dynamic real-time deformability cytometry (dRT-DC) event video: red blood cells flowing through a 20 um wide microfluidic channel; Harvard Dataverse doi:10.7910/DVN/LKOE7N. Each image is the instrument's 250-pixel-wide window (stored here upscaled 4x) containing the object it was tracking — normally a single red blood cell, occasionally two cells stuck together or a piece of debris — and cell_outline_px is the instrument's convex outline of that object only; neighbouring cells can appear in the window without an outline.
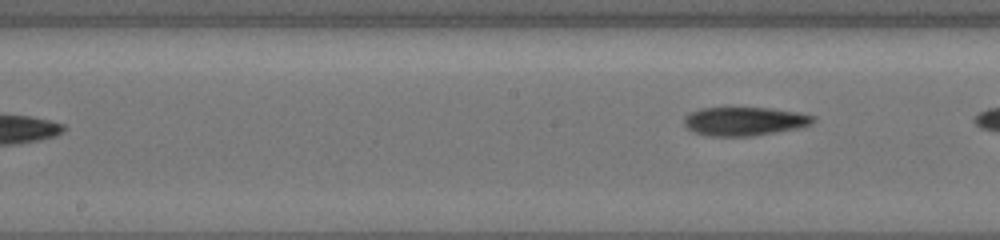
{"species": "common noctule bat (a hibernating species)", "species_latin": "Nyctalus noctula", "temperature_condition": "cold", "stored_images_in_passage": 10, "segment_of_instrument_passage": [2, 2], "camera_frame_rate_fps": 3000, "um_per_image_px": 0.085, "animal": {"sex": "female", "body_mass_g": 19.5, "forearm_length_mm": 54.1}, "frame": {"image": 1, "passage_image": 10, "time_ms": 7.333, "image_size_px": [1000, 240], "cell_outline_px": [[816, 120], [812, 124], [796, 128], [752, 136], [708, 136], [692, 132], [684, 124], [684, 116], [700, 108], [768, 108], [796, 112], [816, 116]], "centroid_in_image_um": [63.26, 10.31], "position_along_channel_um": 184.9, "area_um2": 21.44}}